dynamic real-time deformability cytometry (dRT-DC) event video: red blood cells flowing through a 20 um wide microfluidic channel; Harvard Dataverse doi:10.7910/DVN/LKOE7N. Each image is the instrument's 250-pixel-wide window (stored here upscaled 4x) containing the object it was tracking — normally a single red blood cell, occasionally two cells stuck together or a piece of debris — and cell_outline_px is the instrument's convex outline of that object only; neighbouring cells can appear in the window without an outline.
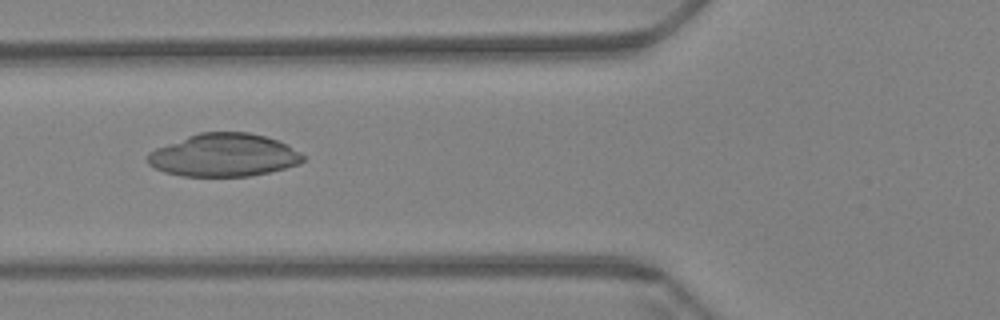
{"species": "Egyptian fruit bat (a non-hibernating species)", "species_latin": "Rousettus aegyptiacus", "temperature_condition": "warm", "stored_images_in_passage": 51, "camera_frame_rate_fps": 3000, "um_per_image_px": 0.085, "animal": {"sex": "female"}, "frame": {"image": 1, "passage_image": 14, "time_ms": 4.333, "image_size_px": [1000, 320], "cell_outline_px": [[304, 160], [296, 164], [284, 168], [268, 172], [248, 176], [184, 176], [164, 172], [148, 164], [148, 152], [156, 148], [188, 136], [200, 132], [248, 132], [280, 140], [304, 156]], "centroid_in_image_um": [19.0, 13.18], "position_along_channel_um": 106.8, "area_um2": 38.49}}
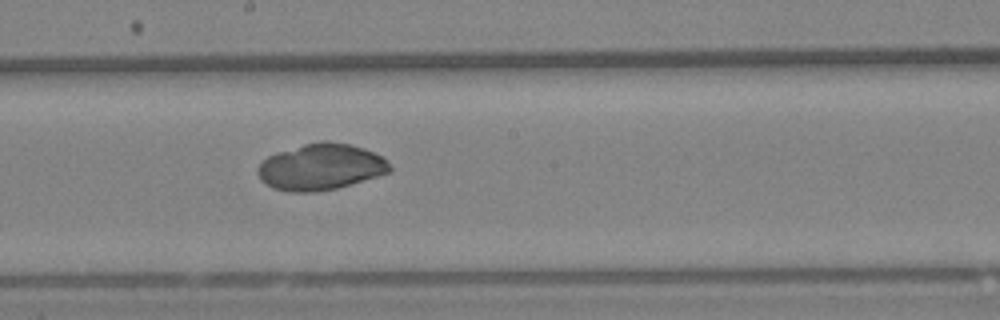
{"frame": {"image": 2, "passage_image": 24, "time_ms": 7.667, "image_size_px": [1000, 320], "cell_outline_px": [[392, 168], [388, 172], [376, 176], [336, 188], [312, 192], [288, 192], [272, 188], [260, 180], [256, 172], [256, 168], [268, 156], [276, 152], [304, 144], [320, 140], [328, 140], [352, 144], [364, 148], [384, 156]], "centroid_in_image_um": [27.24, 14.17], "position_along_channel_um": 221.0, "area_um2": 35.84}}
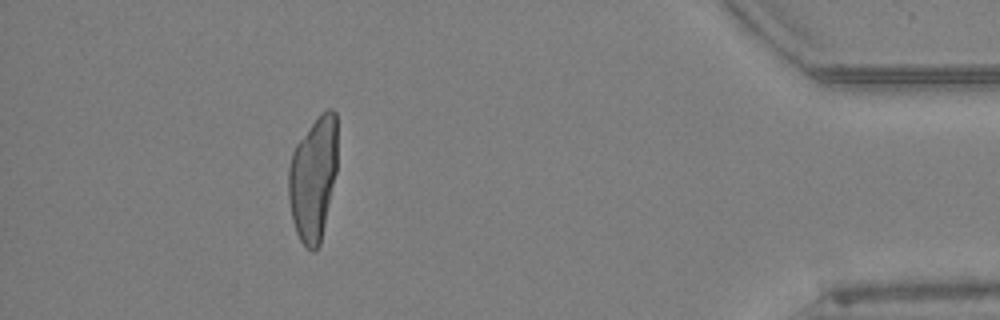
{"frame": {"image": 3, "passage_image": 45, "time_ms": 14.667, "image_size_px": [1000, 320], "cell_outline_px": [[336, 172], [320, 244], [312, 252], [300, 240], [296, 232], [292, 220], [288, 196], [288, 168], [292, 152], [296, 144], [320, 112], [328, 108], [332, 108], [336, 112]], "centroid_in_image_um": [26.61, 15.13], "position_along_channel_um": 408.6, "area_um2": 35.32}}